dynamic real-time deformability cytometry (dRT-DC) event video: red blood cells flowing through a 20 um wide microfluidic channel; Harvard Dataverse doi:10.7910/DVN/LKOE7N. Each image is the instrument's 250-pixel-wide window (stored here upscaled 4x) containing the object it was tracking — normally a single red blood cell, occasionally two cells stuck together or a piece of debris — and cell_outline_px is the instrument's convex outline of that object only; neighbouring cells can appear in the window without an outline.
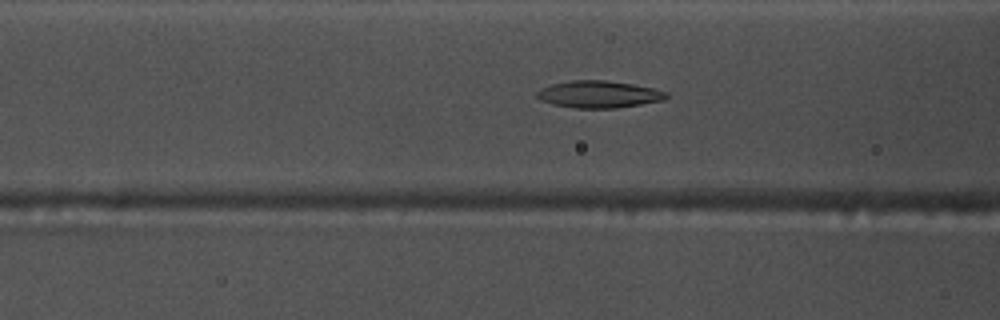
{"species": "common noctule bat (a hibernating species)", "species_latin": "Nyctalus noctula", "temperature_condition": "warm", "stored_images_in_passage": 54, "camera_frame_rate_fps": 3000, "um_per_image_px": 0.085, "animal": {"sex": "male", "body_mass_g": 17.5, "forearm_length_mm": 52.3}, "frame": {"image": 1, "passage_image": 21, "time_ms": 6.667, "image_size_px": [1000, 320], "cell_outline_px": [[668, 96], [664, 100], [616, 108], [576, 108], [552, 104], [536, 96], [536, 92], [540, 88], [552, 84], [572, 80], [604, 80], [632, 84], [652, 88], [664, 92]], "centroid_in_image_um": [50.87, 8.01], "position_along_channel_um": 115.7, "area_um2": 20.11}}
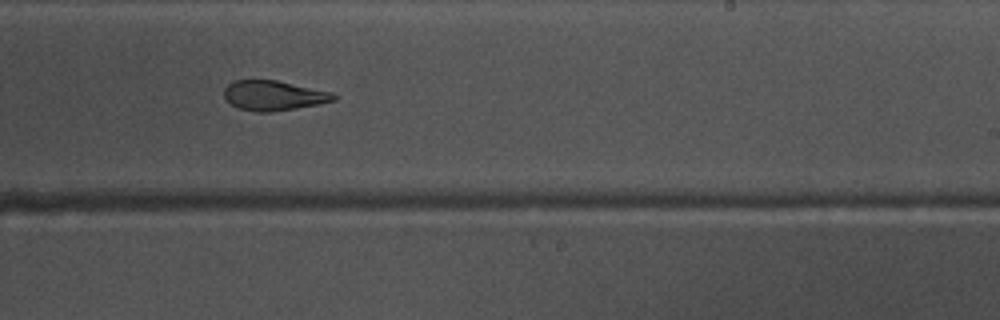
{"frame": {"image": 2, "passage_image": 33, "time_ms": 10.667, "image_size_px": [1000, 320], "cell_outline_px": [[336, 100], [296, 108], [268, 112], [256, 112], [240, 108], [232, 104], [224, 96], [224, 88], [232, 80], [276, 80], [332, 92], [336, 96]], "centroid_in_image_um": [23.24, 8.11], "position_along_channel_um": 265.8, "area_um2": 18.84}}
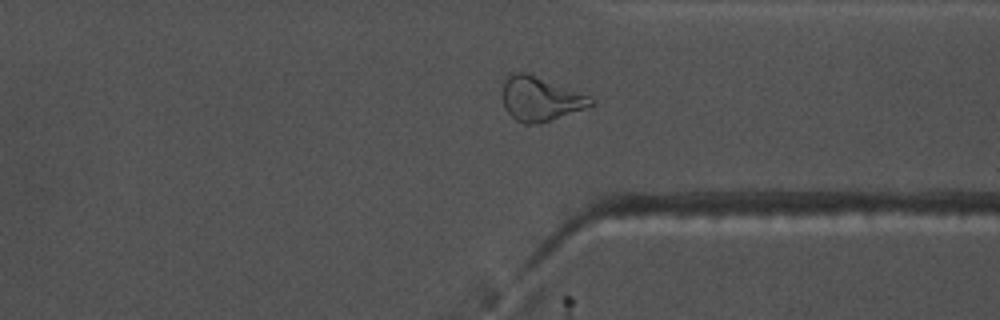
{"frame": {"image": 3, "passage_image": 41, "time_ms": 13.333, "image_size_px": [1000, 320], "cell_outline_px": [[596, 104], [588, 108], [540, 124], [524, 124], [516, 120], [504, 108], [504, 80], [512, 72], [524, 72], [588, 96], [596, 100]], "centroid_in_image_um": [45.95, 8.44], "position_along_channel_um": 365.4, "area_um2": 22.48}, "authors_computed_cell_mechanics": {"area_um2": 21.386, "velocity_mm_per_s": 3.7621, "shape_relaxation_time_tau1_ms": null, "shape_relaxation_time_tau2_ms": 3.167, "deformation_change_tau1": null, "deformation_change_tau2": 0.1085}}